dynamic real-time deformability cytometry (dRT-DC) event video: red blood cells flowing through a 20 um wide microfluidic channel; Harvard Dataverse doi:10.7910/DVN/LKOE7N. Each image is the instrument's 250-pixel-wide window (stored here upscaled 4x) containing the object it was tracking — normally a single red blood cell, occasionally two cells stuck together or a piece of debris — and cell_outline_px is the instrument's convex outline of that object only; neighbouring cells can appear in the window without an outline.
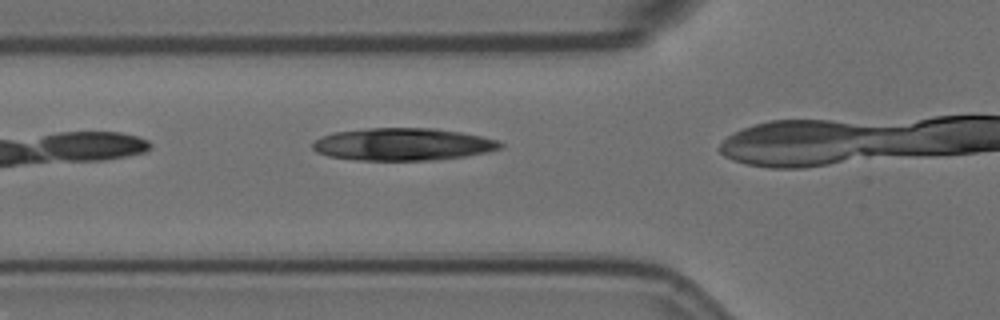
{"species": "Egyptian fruit bat (a non-hibernating species)", "species_latin": "Rousettus aegyptiacus", "temperature_condition": "room temperature", "stored_images_in_passage": 4, "camera_frame_rate_fps": 3000, "um_per_image_px": 0.085, "animal": {"sex": "female"}, "frame": {"image": 1, "passage_image": 3, "time_ms": 0.667, "image_size_px": [1000, 320], "cell_outline_px": [[504, 144], [500, 148], [488, 152], [464, 156], [432, 160], [356, 160], [328, 156], [316, 152], [312, 148], [312, 144], [320, 136], [336, 132], [368, 128], [432, 128], [460, 132], [480, 136], [496, 140]], "centroid_in_image_um": [34.21, 12.27], "position_along_channel_um": 91.6, "area_um2": 35.32}}